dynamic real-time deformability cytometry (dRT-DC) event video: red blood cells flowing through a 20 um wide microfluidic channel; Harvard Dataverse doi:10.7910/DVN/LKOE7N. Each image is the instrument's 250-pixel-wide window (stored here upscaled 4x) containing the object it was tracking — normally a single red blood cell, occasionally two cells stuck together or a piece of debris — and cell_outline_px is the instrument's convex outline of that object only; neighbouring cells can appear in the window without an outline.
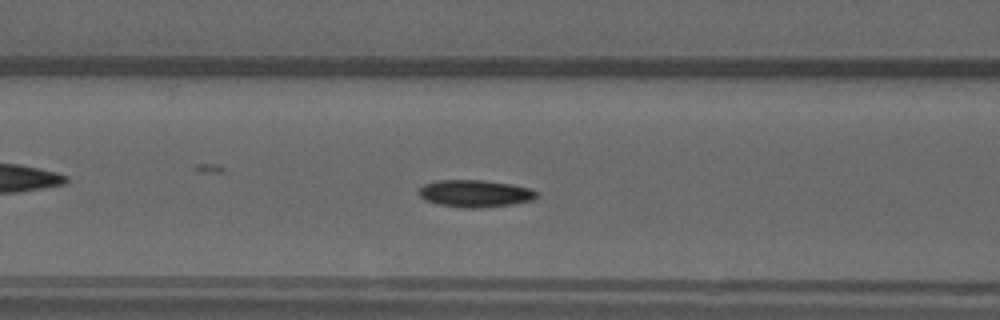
{"species": "common noctule bat (a hibernating species)", "species_latin": "Nyctalus noctula", "temperature_condition": "warm", "stored_images_in_passage": 41, "camera_frame_rate_fps": 3000, "um_per_image_px": 0.085, "animal": {"sex": "male", "forearm_length_mm": 52.5}, "frame": {"image": 1, "passage_image": 21, "time_ms": 6.667, "image_size_px": [1000, 320], "cell_outline_px": [[540, 196], [532, 200], [512, 204], [476, 208], [464, 208], [440, 204], [424, 200], [416, 192], [424, 184], [436, 180], [484, 180], [512, 184], [532, 188], [540, 192]], "centroid_in_image_um": [40.42, 16.44], "position_along_channel_um": 126.2, "area_um2": 18.9}}
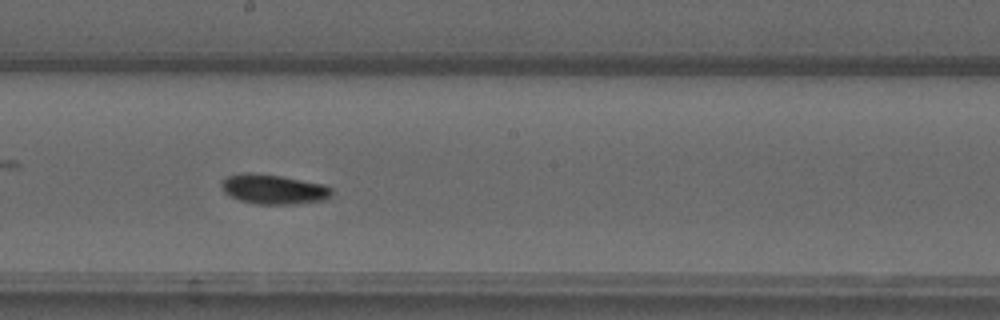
{"frame": {"image": 2, "passage_image": 29, "time_ms": 9.333, "image_size_px": [1000, 320], "cell_outline_px": [[332, 196], [328, 200], [296, 204], [256, 204], [240, 200], [224, 192], [220, 184], [220, 180], [228, 176], [240, 172], [252, 172], [280, 176], [324, 184], [332, 188]], "centroid_in_image_um": [23.27, 16.08], "position_along_channel_um": 224.9, "area_um2": 19.36}}
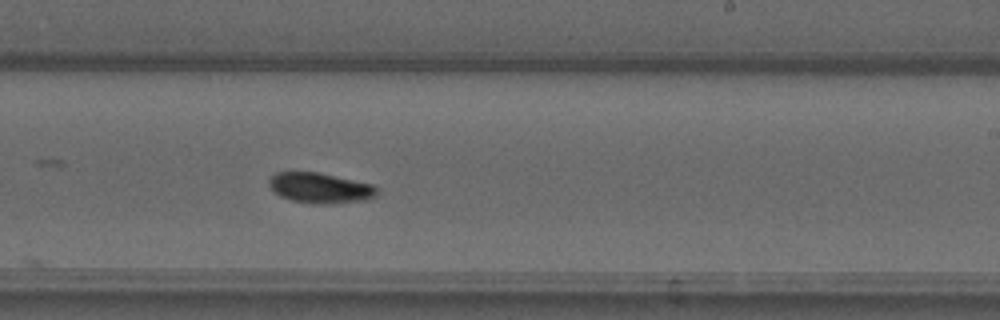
{"frame": {"image": 3, "passage_image": 32, "time_ms": 10.333, "image_size_px": [1000, 320], "cell_outline_px": [[376, 196], [364, 200], [324, 204], [312, 204], [292, 200], [280, 196], [268, 184], [268, 180], [276, 172], [316, 172], [372, 184], [376, 188]], "centroid_in_image_um": [27.18, 15.98], "position_along_channel_um": 261.8, "area_um2": 18.79}}